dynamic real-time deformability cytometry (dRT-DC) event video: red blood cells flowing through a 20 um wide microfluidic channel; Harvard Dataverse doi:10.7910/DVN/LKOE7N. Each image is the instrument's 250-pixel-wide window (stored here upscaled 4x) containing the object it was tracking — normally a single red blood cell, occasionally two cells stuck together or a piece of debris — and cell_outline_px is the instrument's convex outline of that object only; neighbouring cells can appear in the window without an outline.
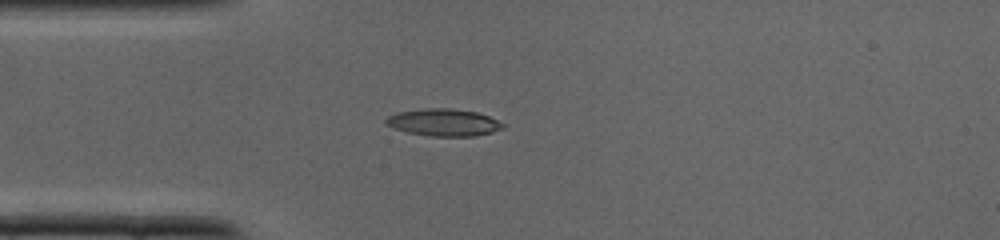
{"species": "common noctule bat (a hibernating species)", "species_latin": "Nyctalus noctula", "temperature_condition": "cold", "stored_images_in_passage": 28, "camera_frame_rate_fps": 3000, "um_per_image_px": 0.085, "animal": {"sex": "male", "body_mass_g": 19.0, "forearm_length_mm": 50.8}, "frame": {"image": 1, "passage_image": 1, "time_ms": 0.0, "image_size_px": [1000, 240], "cell_outline_px": [[504, 128], [492, 132], [472, 136], [432, 136], [408, 132], [384, 124], [384, 120], [388, 116], [396, 112], [424, 108], [452, 108], [476, 112], [488, 116], [504, 124]], "centroid_in_image_um": [37.68, 10.39], "position_along_channel_um": 47.3, "area_um2": 18.44}}
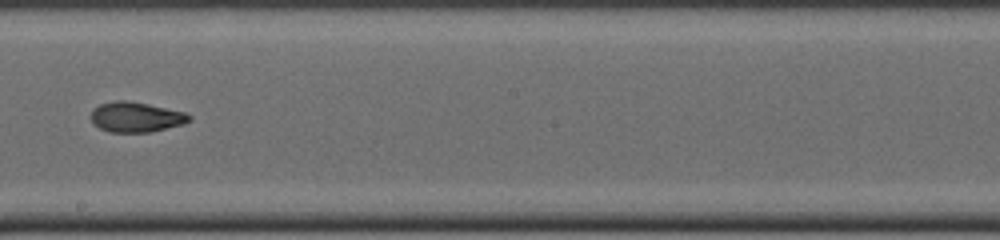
{"frame": {"image": 2, "passage_image": 12, "time_ms": 3.667, "image_size_px": [1000, 240], "cell_outline_px": [[192, 120], [184, 124], [148, 132], [108, 132], [92, 124], [92, 108], [100, 104], [116, 100], [128, 100], [148, 104], [184, 112], [192, 116]], "centroid_in_image_um": [11.55, 9.94], "position_along_channel_um": 236.7, "area_um2": 17.28}}
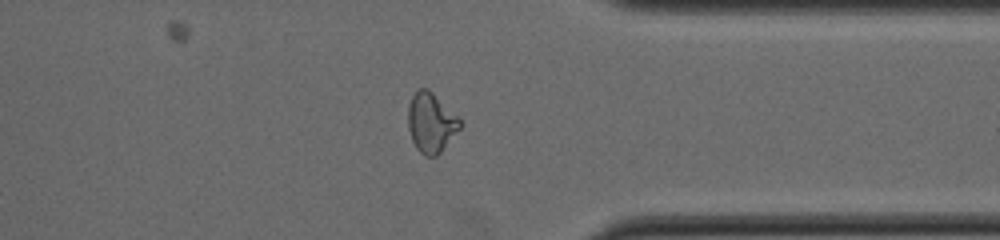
{"frame": {"image": 3, "passage_image": 20, "time_ms": 6.333, "image_size_px": [1000, 240], "cell_outline_px": [[460, 128], [440, 152], [436, 156], [424, 156], [416, 148], [412, 140], [408, 128], [408, 104], [412, 96], [420, 88], [428, 88], [460, 120]], "centroid_in_image_um": [36.6, 10.43], "position_along_channel_um": 374.8, "area_um2": 17.69}}